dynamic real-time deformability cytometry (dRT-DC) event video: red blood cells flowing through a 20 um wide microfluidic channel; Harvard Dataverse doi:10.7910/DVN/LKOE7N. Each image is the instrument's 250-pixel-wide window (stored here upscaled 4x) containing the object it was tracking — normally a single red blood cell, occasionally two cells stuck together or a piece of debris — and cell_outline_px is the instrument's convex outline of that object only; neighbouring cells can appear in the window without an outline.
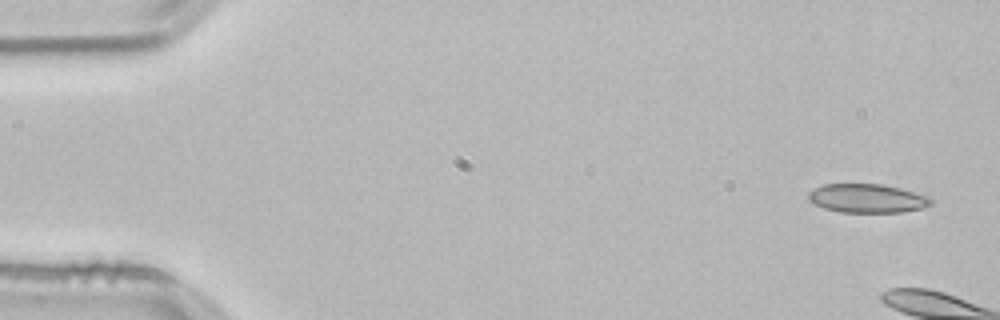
{"species": "common noctule bat (a hibernating species)", "species_latin": "Nyctalus noctula", "temperature_condition": "room temperature", "stored_images_in_passage": 4, "camera_frame_rate_fps": 3000, "um_per_image_px": 0.085, "animal": {"sex": "male", "body_mass_g": 21.5, "forearm_length_mm": 52.0}, "frame": {"image": 1, "passage_image": 1, "time_ms": 0.0, "image_size_px": [1000, 320], "cell_outline_px": [[932, 204], [920, 208], [900, 212], [840, 212], [824, 208], [808, 200], [808, 192], [824, 184], [880, 184], [900, 188], [928, 196], [932, 200]], "centroid_in_image_um": [73.69, 16.86], "position_along_channel_um": 11.3, "area_um2": 20.35}}